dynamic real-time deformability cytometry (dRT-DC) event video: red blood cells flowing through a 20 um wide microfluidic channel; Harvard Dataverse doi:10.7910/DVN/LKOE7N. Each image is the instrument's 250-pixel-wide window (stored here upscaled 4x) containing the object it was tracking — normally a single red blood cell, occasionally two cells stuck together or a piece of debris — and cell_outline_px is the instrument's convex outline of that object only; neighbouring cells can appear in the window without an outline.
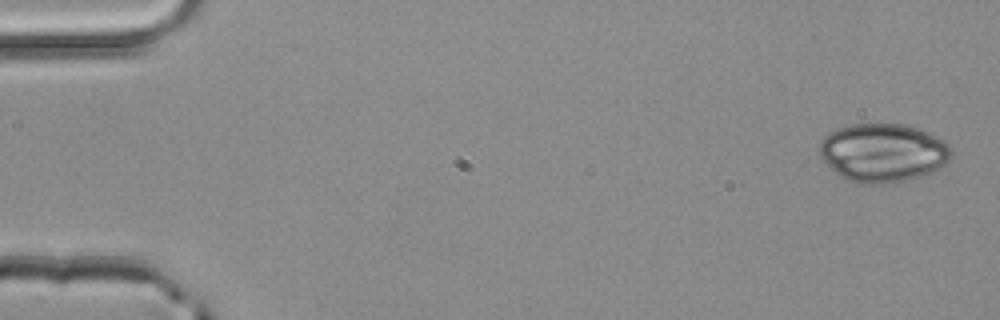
{"species": "common noctule bat (a hibernating species)", "species_latin": "Nyctalus noctula", "temperature_condition": "room temperature", "stored_images_in_passage": 4, "camera_frame_rate_fps": 3000, "um_per_image_px": 0.085, "animal": {"sex": "male", "body_mass_g": 20.4}, "frame": {"image": 1, "passage_image": 1, "time_ms": 0.0, "image_size_px": [1000, 320], "cell_outline_px": [[952, 156], [944, 164], [920, 176], [908, 180], [884, 184], [860, 184], [844, 180], [836, 176], [820, 156], [820, 144], [824, 136], [836, 128], [852, 124], [900, 124], [916, 128], [928, 132], [944, 140], [948, 144], [952, 152]], "centroid_in_image_um": [75.0, 13.0], "position_along_channel_um": 10.0, "area_um2": 45.14}}